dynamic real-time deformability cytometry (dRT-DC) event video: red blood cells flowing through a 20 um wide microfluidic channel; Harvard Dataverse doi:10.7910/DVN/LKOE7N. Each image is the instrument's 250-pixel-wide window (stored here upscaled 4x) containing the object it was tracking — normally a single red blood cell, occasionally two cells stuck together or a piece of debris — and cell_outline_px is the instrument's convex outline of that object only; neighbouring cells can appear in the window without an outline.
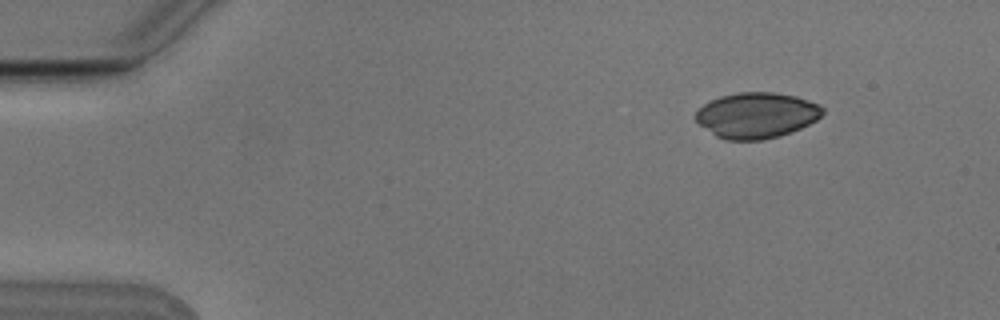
{"species": "Egyptian fruit bat (a non-hibernating species)", "species_latin": "Rousettus aegyptiacus", "temperature_condition": "cold", "stored_images_in_passage": 5, "camera_frame_rate_fps": 3000, "um_per_image_px": 0.085, "animal": {"sex": "male"}, "frame": {"image": 1, "passage_image": 2, "time_ms": 0.333, "image_size_px": [1000, 320], "cell_outline_px": [[824, 112], [816, 120], [800, 128], [780, 136], [764, 140], [724, 140], [716, 136], [700, 124], [696, 120], [696, 108], [720, 96], [740, 92], [776, 92], [796, 96], [820, 104], [824, 108]], "centroid_in_image_um": [64.32, 9.79], "position_along_channel_um": 20.7, "area_um2": 33.87}}